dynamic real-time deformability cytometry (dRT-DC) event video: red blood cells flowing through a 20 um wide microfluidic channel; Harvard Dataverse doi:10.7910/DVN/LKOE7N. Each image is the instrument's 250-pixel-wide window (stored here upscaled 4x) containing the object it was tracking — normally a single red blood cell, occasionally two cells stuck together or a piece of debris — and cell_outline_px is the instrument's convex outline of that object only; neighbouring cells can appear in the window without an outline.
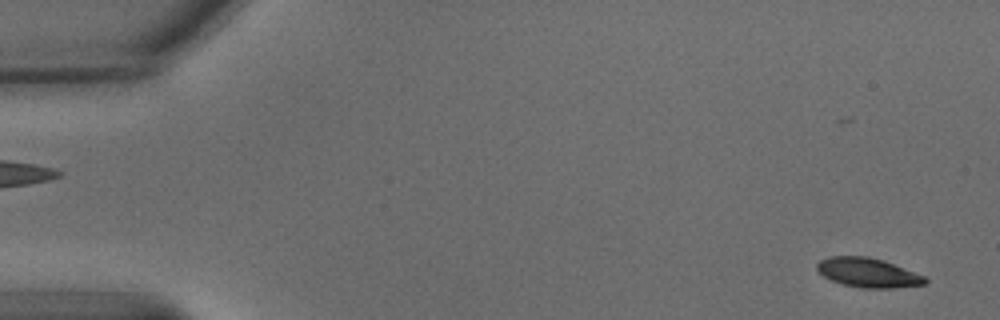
{"species": "common noctule bat (a hibernating species)", "species_latin": "Nyctalus noctula", "temperature_condition": "warm", "stored_images_in_passage": 54, "camera_frame_rate_fps": 3000, "um_per_image_px": 0.085, "animal": {"sex": "male", "body_mass_g": 15.6}, "frame": {"image": 1, "passage_image": 1, "time_ms": 0.0, "image_size_px": [1000, 320], "cell_outline_px": [[928, 280], [924, 284], [892, 288], [860, 288], [844, 284], [832, 280], [824, 276], [816, 268], [816, 264], [820, 260], [828, 256], [868, 256], [884, 260], [924, 276]], "centroid_in_image_um": [73.76, 23.16], "position_along_channel_um": 11.2, "area_um2": 18.38}}
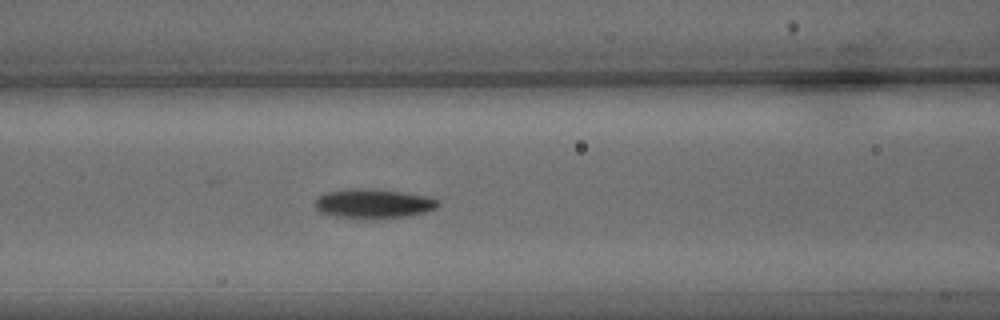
{"frame": {"image": 2, "passage_image": 22, "time_ms": 7.0, "image_size_px": [1000, 320], "cell_outline_px": [[440, 204], [436, 208], [424, 212], [408, 216], [364, 220], [332, 216], [320, 212], [312, 204], [324, 192], [348, 188], [376, 188], [432, 196], [440, 200]], "centroid_in_image_um": [31.74, 17.3], "position_along_channel_um": 134.9, "area_um2": 21.91}}
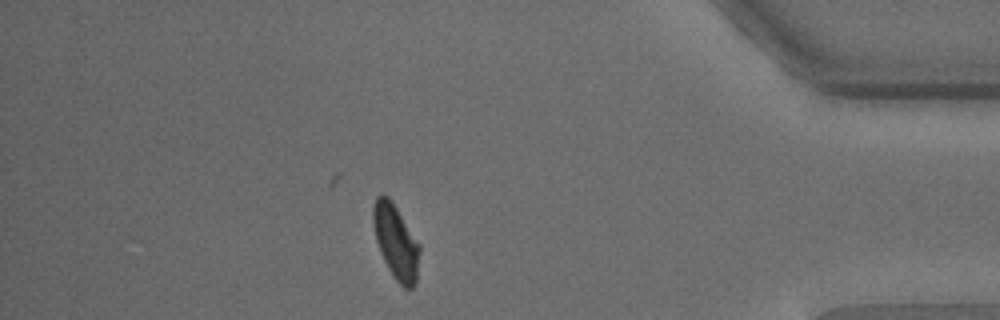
{"frame": {"image": 3, "passage_image": 47, "time_ms": 15.333, "image_size_px": [1000, 320], "cell_outline_px": [[420, 252], [416, 284], [412, 288], [404, 288], [396, 280], [388, 268], [380, 252], [376, 240], [372, 220], [372, 208], [376, 196], [380, 192], [388, 196], [420, 244]], "centroid_in_image_um": [33.64, 20.54], "position_along_channel_um": 401.6, "area_um2": 20.17}, "authors_computed_cell_mechanics": {"area_um2": 20.1722, "velocity_mm_per_s": 3.6562, "shape_relaxation_time_tau1_ms": 2.7749, "shape_relaxation_time_tau2_ms": 4.0963, "deformation_change_tau1": 0.1192, "deformation_change_tau2": 0.0843}}